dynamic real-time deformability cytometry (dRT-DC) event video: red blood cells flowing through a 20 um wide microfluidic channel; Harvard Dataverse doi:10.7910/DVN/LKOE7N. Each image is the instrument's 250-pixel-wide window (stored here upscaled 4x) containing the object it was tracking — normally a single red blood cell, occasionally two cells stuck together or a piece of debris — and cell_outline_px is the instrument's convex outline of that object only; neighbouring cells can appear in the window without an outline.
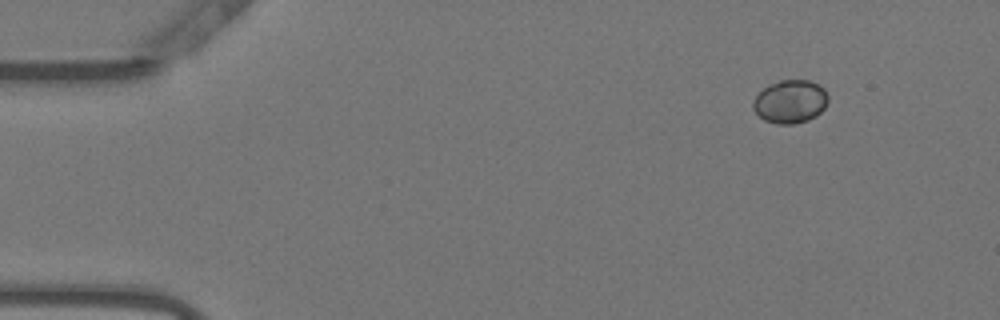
{"species": "Egyptian fruit bat (a non-hibernating species)", "species_latin": "Rousettus aegyptiacus", "temperature_condition": "warm", "stored_images_in_passage": 44, "camera_frame_rate_fps": 3000, "um_per_image_px": 0.085, "animal": {"sex": "female"}, "frame": {"image": 1, "passage_image": 1, "time_ms": 0.0, "image_size_px": [1000, 320], "cell_outline_px": [[828, 100], [824, 108], [816, 116], [808, 120], [792, 124], [776, 124], [764, 120], [752, 108], [752, 104], [756, 96], [768, 84], [780, 80], [808, 80], [820, 84], [824, 88], [828, 96]], "centroid_in_image_um": [67.18, 8.63], "position_along_channel_um": 17.8, "area_um2": 18.96}}
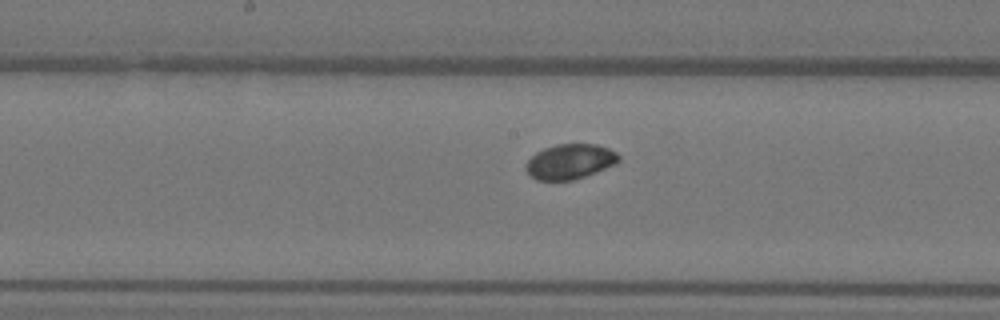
{"frame": {"image": 2, "passage_image": 23, "time_ms": 7.333, "image_size_px": [1000, 320], "cell_outline_px": [[620, 160], [616, 164], [596, 172], [572, 180], [536, 180], [524, 168], [528, 160], [536, 152], [544, 148], [556, 144], [596, 144], [608, 148], [616, 152], [620, 156]], "centroid_in_image_um": [48.46, 13.72], "position_along_channel_um": 199.7, "area_um2": 18.9}}
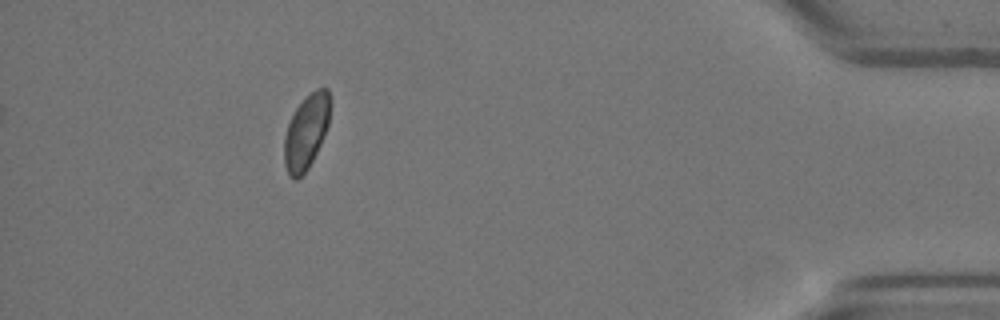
{"frame": {"image": 3, "passage_image": 44, "time_ms": 14.333, "image_size_px": [1000, 320], "cell_outline_px": [[328, 124], [320, 144], [308, 168], [296, 180], [292, 180], [288, 176], [284, 164], [284, 136], [288, 124], [296, 108], [316, 88], [328, 88]], "centroid_in_image_um": [25.98, 11.27], "position_along_channel_um": 409.2, "area_um2": 19.36}, "authors_computed_cell_mechanics": {"area_um2": 19.4208, "velocity_mm_per_s": 3.7909, "shape_relaxation_time_tau1_ms": 3.1172, "shape_relaxation_time_tau2_ms": null, "deformation_change_tau1": 0.0525, "deformation_change_tau2": null}}